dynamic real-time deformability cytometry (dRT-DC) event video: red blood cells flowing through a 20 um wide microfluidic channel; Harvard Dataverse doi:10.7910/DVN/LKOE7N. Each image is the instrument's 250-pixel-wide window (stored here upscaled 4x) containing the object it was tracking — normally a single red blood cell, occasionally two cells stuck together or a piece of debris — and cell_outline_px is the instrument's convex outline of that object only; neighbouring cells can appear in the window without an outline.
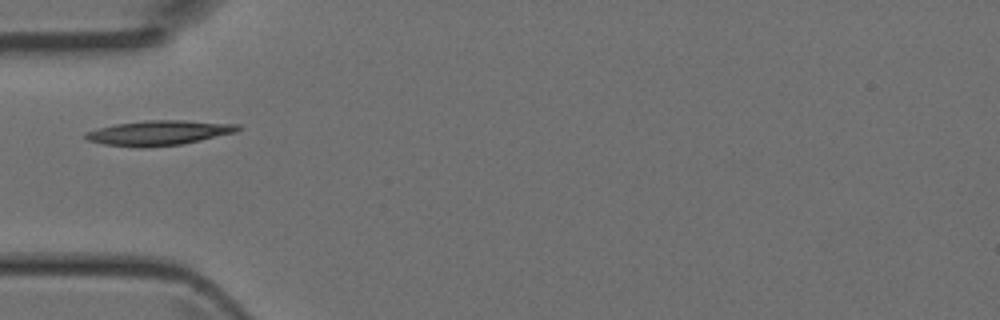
{"species": "Egyptian fruit bat (a non-hibernating species)", "species_latin": "Rousettus aegyptiacus", "temperature_condition": "room temperature", "stored_images_in_passage": 1, "camera_frame_rate_fps": 3000, "um_per_image_px": 0.085, "animal": {"sex": "female"}, "frame": {"image": 1, "passage_image": 1, "time_ms": 0.0, "image_size_px": [1000, 320], "cell_outline_px": [[240, 128], [236, 132], [200, 140], [180, 144], [144, 148], [140, 148], [104, 144], [88, 140], [84, 136], [84, 132], [116, 124], [144, 120], [184, 120], [240, 124]], "centroid_in_image_um": [13.5, 11.29], "position_along_channel_um": 71.5, "area_um2": 21.96}}